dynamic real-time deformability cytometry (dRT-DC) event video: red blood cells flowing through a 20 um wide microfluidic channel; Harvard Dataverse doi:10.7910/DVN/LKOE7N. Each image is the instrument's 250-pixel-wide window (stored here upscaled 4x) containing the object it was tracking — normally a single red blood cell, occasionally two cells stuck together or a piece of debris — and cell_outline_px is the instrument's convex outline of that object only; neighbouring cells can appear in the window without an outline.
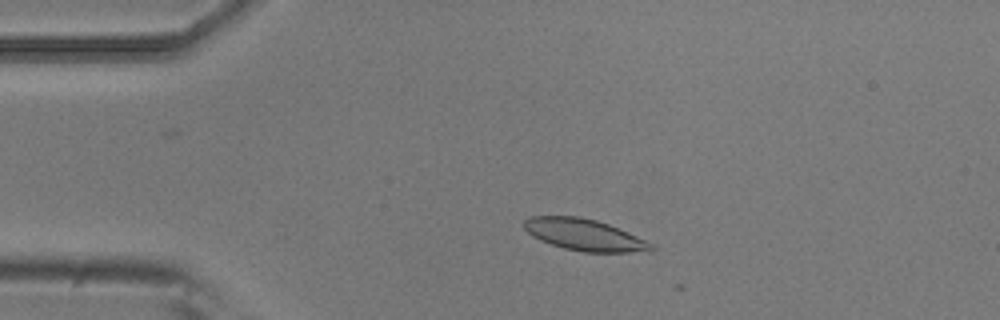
{"species": "common noctule bat (a hibernating species)", "species_latin": "Nyctalus noctula", "temperature_condition": "room temperature", "stored_images_in_passage": 3, "camera_frame_rate_fps": 3000, "um_per_image_px": 0.085, "animal": {"sex": "male", "body_mass_g": 20.5, "forearm_length_mm": 52.5}, "frame": {"image": 1, "passage_image": 1, "time_ms": 0.0, "image_size_px": [1000, 320], "cell_outline_px": [[656, 248], [652, 252], [584, 252], [564, 248], [540, 240], [532, 236], [524, 228], [524, 220], [528, 216], [580, 216], [596, 220], [608, 224], [628, 232], [652, 244]], "centroid_in_image_um": [49.68, 19.96], "position_along_channel_um": 35.3, "area_um2": 23.41}}